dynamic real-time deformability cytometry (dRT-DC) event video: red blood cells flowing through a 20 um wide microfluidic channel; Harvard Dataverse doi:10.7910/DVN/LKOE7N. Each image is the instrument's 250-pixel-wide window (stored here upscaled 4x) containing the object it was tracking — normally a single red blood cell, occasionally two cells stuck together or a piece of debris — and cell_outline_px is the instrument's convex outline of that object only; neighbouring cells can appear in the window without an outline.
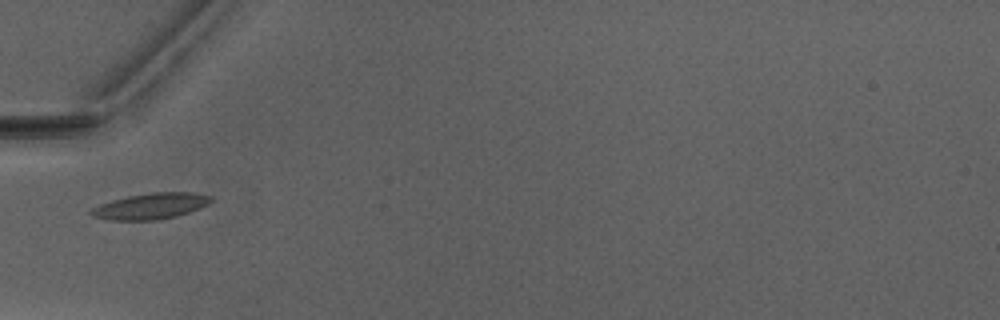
{"species": "Egyptian fruit bat (a non-hibernating species)", "species_latin": "Rousettus aegyptiacus", "temperature_condition": "warm", "stored_images_in_passage": 34, "camera_frame_rate_fps": 3000, "um_per_image_px": 0.085, "animal": {"sex": "male"}, "frame": {"image": 1, "passage_image": 1, "time_ms": 0.0, "image_size_px": [1000, 320], "cell_outline_px": [[212, 200], [208, 204], [200, 208], [176, 216], [156, 220], [108, 220], [92, 216], [88, 212], [92, 208], [100, 204], [112, 200], [128, 196], [152, 192], [196, 192], [212, 196]], "centroid_in_image_um": [12.81, 17.51], "position_along_channel_um": 72.2, "area_um2": 18.21}}
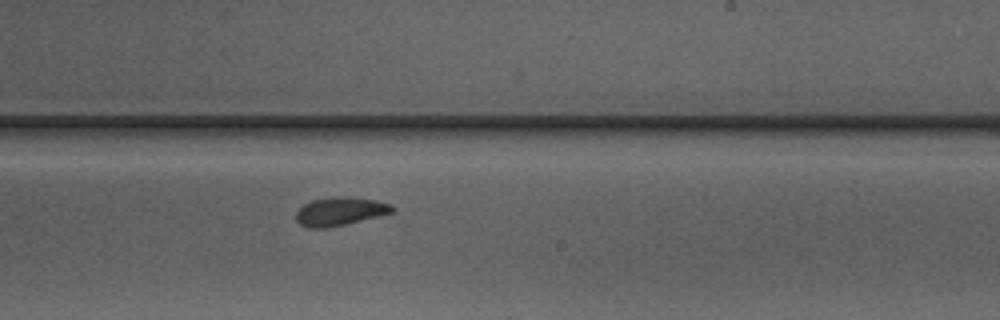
{"frame": {"image": 2, "passage_image": 15, "time_ms": 4.667, "image_size_px": [1000, 320], "cell_outline_px": [[396, 208], [392, 212], [344, 224], [324, 228], [308, 228], [300, 224], [296, 220], [296, 212], [304, 204], [312, 200], [332, 196], [340, 196], [376, 200], [392, 204]], "centroid_in_image_um": [28.88, 17.95], "position_along_channel_um": 260.1, "area_um2": 15.72}}
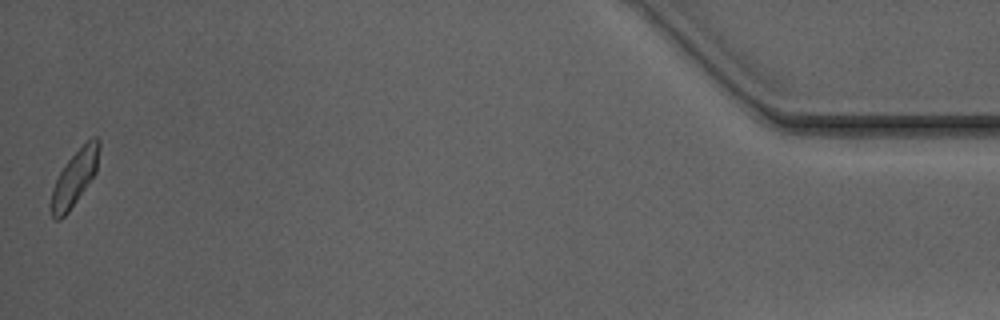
{"frame": {"image": 3, "passage_image": 34, "time_ms": 11.0, "image_size_px": [1000, 320], "cell_outline_px": [[100, 148], [96, 172], [68, 212], [60, 220], [56, 220], [52, 216], [48, 208], [52, 188], [60, 172], [68, 160], [92, 136], [96, 136], [100, 140]], "centroid_in_image_um": [6.32, 15.15], "position_along_channel_um": 428.9, "area_um2": 15.43}, "authors_computed_cell_mechanics": {"area_um2": 15.9528, "velocity_mm_per_s": 4.04, "shape_relaxation_time_tau1_ms": 2.8532, "shape_relaxation_time_tau2_ms": 2.9167, "deformation_change_tau1": 0.1213, "deformation_change_tau2": 0.0675}}